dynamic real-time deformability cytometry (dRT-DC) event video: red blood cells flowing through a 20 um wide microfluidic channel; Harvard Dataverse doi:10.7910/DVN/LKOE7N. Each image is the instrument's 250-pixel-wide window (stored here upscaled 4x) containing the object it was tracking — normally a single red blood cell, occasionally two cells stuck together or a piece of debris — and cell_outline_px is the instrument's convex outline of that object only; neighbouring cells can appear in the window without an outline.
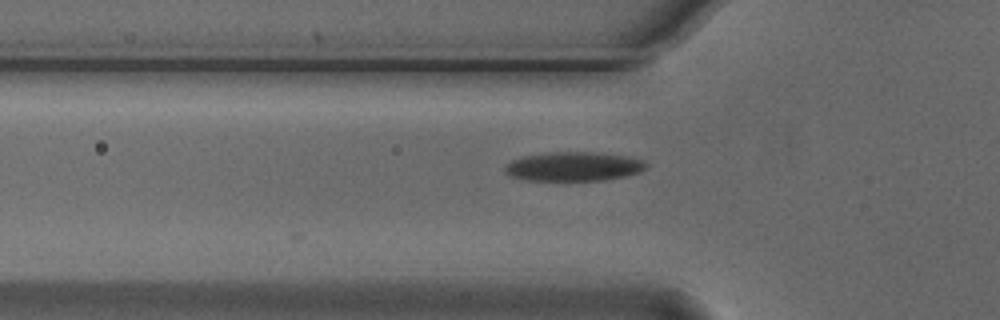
{"species": "Egyptian fruit bat (a non-hibernating species)", "species_latin": "Rousettus aegyptiacus", "temperature_condition": "cold", "stored_images_in_passage": 2, "camera_frame_rate_fps": 3000, "um_per_image_px": 0.085, "animal": {"sex": "male"}, "frame": {"image": 1, "passage_image": 2, "time_ms": 0.333, "image_size_px": [1000, 320], "cell_outline_px": [[648, 168], [640, 172], [624, 176], [604, 180], [524, 180], [508, 176], [504, 172], [504, 168], [512, 160], [520, 156], [548, 152], [592, 152], [628, 156], [644, 160], [648, 164]], "centroid_in_image_um": [48.75, 14.14], "position_along_channel_um": 77.1, "area_um2": 24.22}}